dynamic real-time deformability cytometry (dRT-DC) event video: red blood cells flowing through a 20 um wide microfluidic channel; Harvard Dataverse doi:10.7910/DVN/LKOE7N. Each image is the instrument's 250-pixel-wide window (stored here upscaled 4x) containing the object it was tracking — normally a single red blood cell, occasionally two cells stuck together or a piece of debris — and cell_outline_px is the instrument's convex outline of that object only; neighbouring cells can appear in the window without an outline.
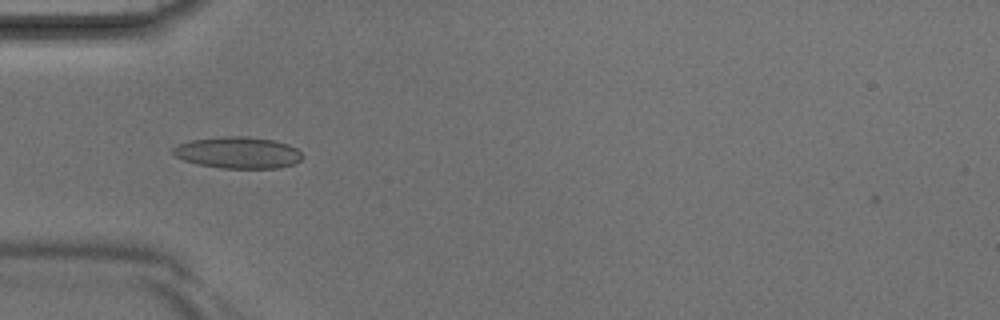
{"species": "Egyptian fruit bat (a non-hibernating species)", "species_latin": "Rousettus aegyptiacus", "temperature_condition": "room temperature", "stored_images_in_passage": 1, "camera_frame_rate_fps": 3000, "um_per_image_px": 0.085, "animal": {"sex": "male"}, "frame": {"image": 1, "passage_image": 1, "time_ms": 0.0, "image_size_px": [1000, 320], "cell_outline_px": [[304, 156], [300, 160], [292, 164], [280, 168], [220, 168], [196, 164], [184, 160], [176, 156], [172, 152], [172, 148], [180, 144], [192, 140], [220, 136], [244, 136], [272, 140], [288, 144], [296, 148]], "centroid_in_image_um": [20.23, 12.98], "position_along_channel_um": 64.8, "area_um2": 23.76}}